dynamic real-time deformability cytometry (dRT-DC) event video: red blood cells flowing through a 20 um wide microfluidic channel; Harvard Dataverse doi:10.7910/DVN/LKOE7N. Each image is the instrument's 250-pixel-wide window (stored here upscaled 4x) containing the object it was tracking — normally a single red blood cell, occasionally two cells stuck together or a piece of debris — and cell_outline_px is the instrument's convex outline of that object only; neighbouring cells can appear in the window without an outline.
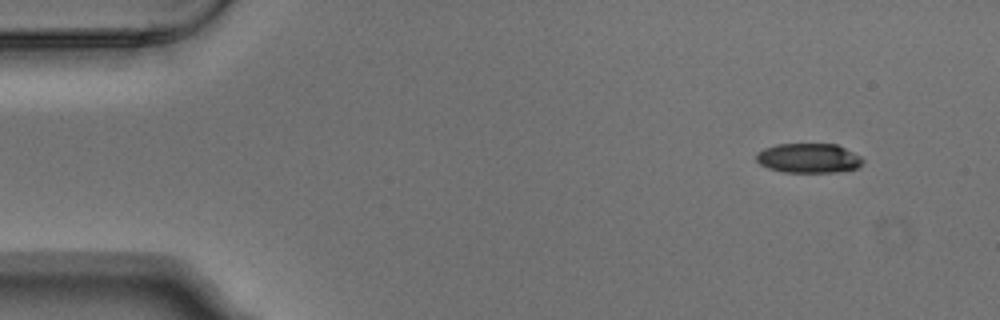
{"species": "Egyptian fruit bat (a non-hibernating species)", "species_latin": "Rousettus aegyptiacus", "temperature_condition": "warm", "stored_images_in_passage": 4, "camera_frame_rate_fps": 3000, "um_per_image_px": 0.085, "animal": {"sex": "male"}, "frame": {"image": 1, "passage_image": 1, "time_ms": 0.0, "image_size_px": [1000, 320], "cell_outline_px": [[864, 160], [856, 168], [836, 172], [784, 172], [768, 168], [760, 164], [756, 160], [756, 152], [764, 148], [776, 144], [836, 144], [860, 156]], "centroid_in_image_um": [68.69, 13.44], "position_along_channel_um": 16.3, "area_um2": 18.26}}
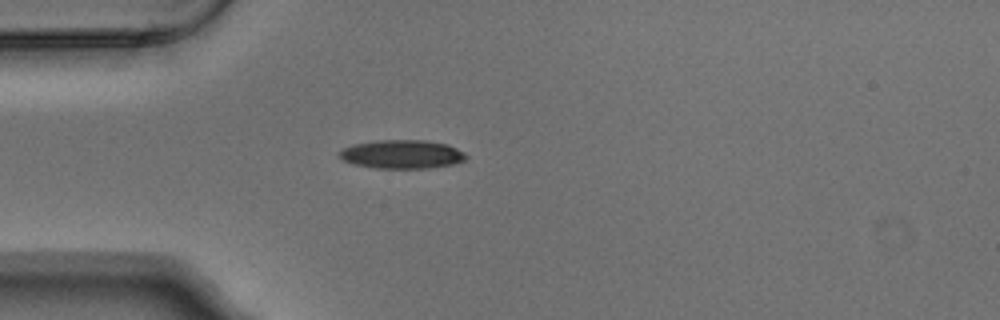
{"frame": {"image": 2, "passage_image": 4, "time_ms": 1.0, "image_size_px": [1000, 320], "cell_outline_px": [[468, 156], [464, 160], [452, 164], [428, 168], [376, 168], [352, 164], [336, 156], [344, 148], [352, 144], [380, 140], [424, 140], [448, 144], [464, 152]], "centroid_in_image_um": [34.15, 13.11], "position_along_channel_um": 50.8, "area_um2": 21.15}}